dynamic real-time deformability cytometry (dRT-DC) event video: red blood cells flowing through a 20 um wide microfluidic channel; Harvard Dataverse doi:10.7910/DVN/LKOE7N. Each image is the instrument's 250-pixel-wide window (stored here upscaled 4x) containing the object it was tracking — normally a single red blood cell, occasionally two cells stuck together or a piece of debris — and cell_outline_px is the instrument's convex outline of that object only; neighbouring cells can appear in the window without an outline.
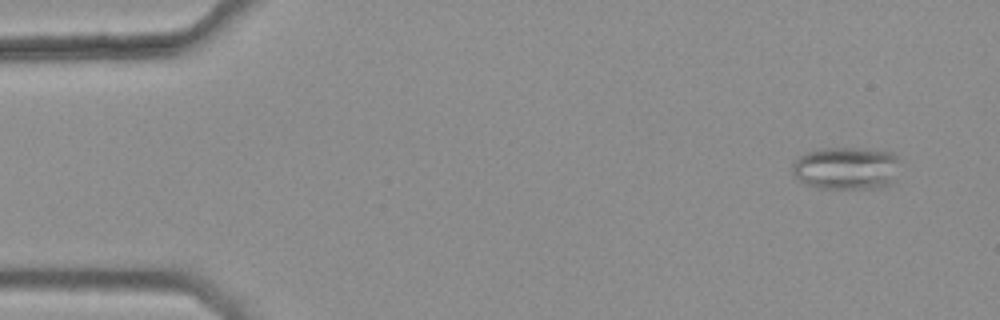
{"species": "common noctule bat (a hibernating species)", "species_latin": "Nyctalus noctula", "temperature_condition": "warm", "stored_images_in_passage": 46, "camera_frame_rate_fps": 3000, "um_per_image_px": 0.085, "animal": {"sex": "female", "body_mass_g": 25.1}, "frame": {"image": 1, "passage_image": 4, "time_ms": 1.0, "image_size_px": [1000, 320], "cell_outline_px": [[896, 180], [892, 184], [880, 188], [816, 188], [804, 184], [792, 172], [792, 164], [800, 156], [808, 152], [820, 148], [864, 148], [892, 152], [896, 156]], "centroid_in_image_um": [71.93, 14.3], "position_along_channel_um": 13.1, "area_um2": 26.88}}
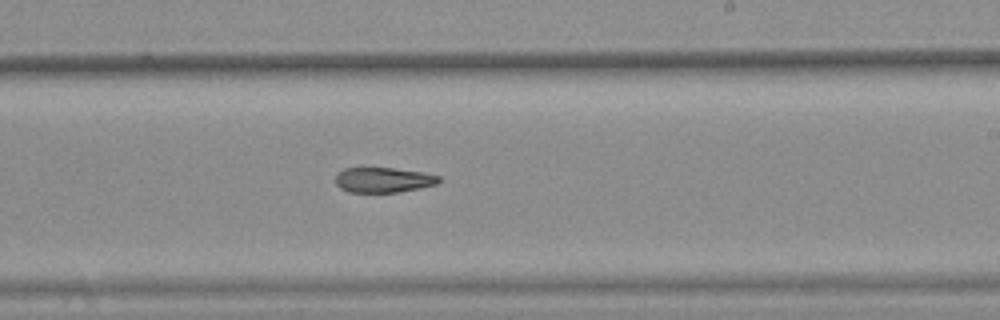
{"frame": {"image": 2, "passage_image": 32, "time_ms": 10.333, "image_size_px": [1000, 320], "cell_outline_px": [[444, 180], [436, 184], [420, 188], [400, 192], [348, 192], [340, 188], [336, 184], [336, 172], [344, 168], [392, 168], [424, 172], [440, 176]], "centroid_in_image_um": [32.61, 15.29], "position_along_channel_um": 256.4, "area_um2": 15.32}}
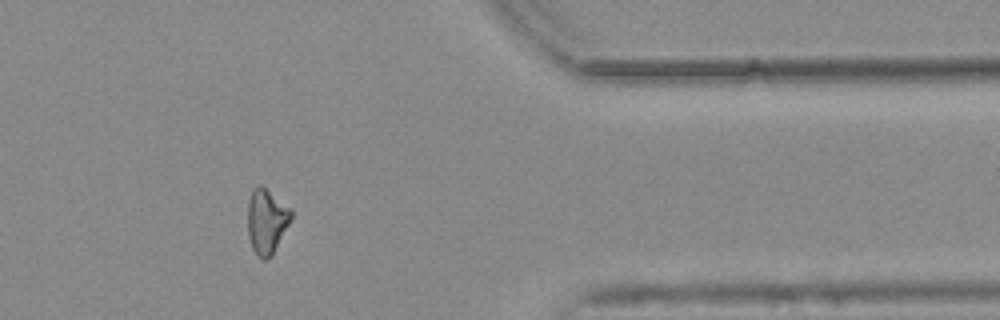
{"frame": {"image": 3, "passage_image": 44, "time_ms": 14.333, "image_size_px": [1000, 320], "cell_outline_px": [[292, 216], [272, 256], [268, 260], [260, 260], [256, 256], [252, 248], [248, 236], [248, 200], [252, 188], [256, 184], [260, 184], [292, 208]], "centroid_in_image_um": [22.64, 18.81], "position_along_channel_um": 388.8, "area_um2": 16.7}, "authors_computed_cell_mechanics": {"area_um2": 17.051, "velocity_mm_per_s": 3.8249, "shape_relaxation_time_tau1_ms": null, "shape_relaxation_time_tau2_ms": 10.4279, "deformation_change_tau1": null, "deformation_change_tau2": 0.2185}}